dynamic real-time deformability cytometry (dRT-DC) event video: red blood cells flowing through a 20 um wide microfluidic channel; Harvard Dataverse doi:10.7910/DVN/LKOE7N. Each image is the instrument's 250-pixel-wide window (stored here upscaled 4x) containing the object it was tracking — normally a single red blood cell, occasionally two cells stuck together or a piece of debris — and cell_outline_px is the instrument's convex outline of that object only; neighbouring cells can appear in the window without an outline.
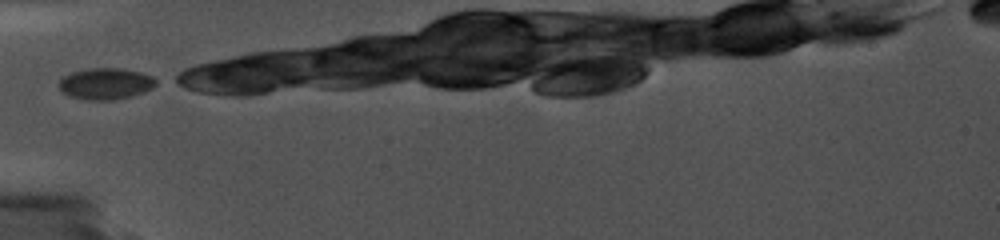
{"species": "common noctule bat (a hibernating species)", "species_latin": "Nyctalus noctula", "temperature_condition": "cold", "stored_images_in_passage": 5, "camera_frame_rate_fps": 5000, "um_per_image_px": 0.085, "animal": {"sex": "female", "body_mass_g": 19.0, "forearm_length_mm": 56.7}, "frame": {"image": 1, "passage_image": 1, "time_ms": 0.0, "image_size_px": [1000, 240], "cell_outline_px": [[160, 84], [152, 88], [128, 96], [112, 100], [88, 100], [68, 96], [60, 88], [60, 80], [64, 76], [72, 72], [88, 68], [124, 68], [140, 72], [152, 76], [160, 80]], "centroid_in_image_um": [9.02, 7.1], "position_along_channel_um": 76.0, "area_um2": 17.74}}